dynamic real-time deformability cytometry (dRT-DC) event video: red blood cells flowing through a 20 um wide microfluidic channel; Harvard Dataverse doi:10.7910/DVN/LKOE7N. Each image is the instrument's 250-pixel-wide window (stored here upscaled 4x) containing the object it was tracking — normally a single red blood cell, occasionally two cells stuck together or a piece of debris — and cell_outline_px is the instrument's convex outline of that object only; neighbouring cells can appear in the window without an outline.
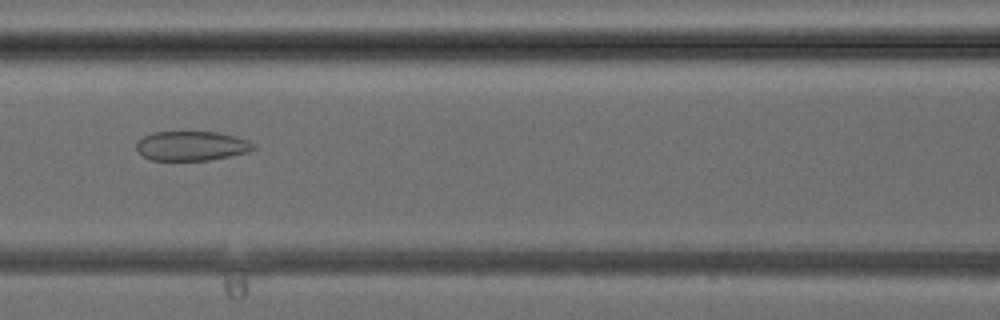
{"species": "common noctule bat (a hibernating species)", "species_latin": "Nyctalus noctula", "temperature_condition": "cold", "stored_images_in_passage": 42, "camera_frame_rate_fps": 3000, "um_per_image_px": 0.085, "animal": {"sex": "female", "body_mass_g": 24.6, "forearm_length_mm": 56.2}, "frame": {"image": 1, "passage_image": 19, "time_ms": 6.0, "image_size_px": [1000, 320], "cell_outline_px": [[256, 148], [248, 152], [208, 160], [152, 160], [144, 156], [136, 148], [136, 144], [144, 136], [152, 132], [216, 132], [236, 136], [248, 140], [256, 144]], "centroid_in_image_um": [16.32, 12.39], "position_along_channel_um": 150.3, "area_um2": 20.0}}
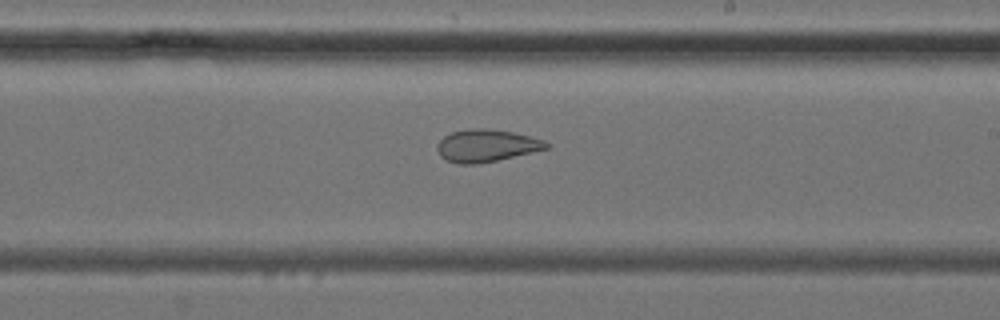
{"frame": {"image": 2, "passage_image": 25, "time_ms": 8.0, "image_size_px": [1000, 320], "cell_outline_px": [[552, 144], [548, 148], [532, 152], [496, 160], [476, 164], [456, 164], [440, 156], [436, 148], [436, 144], [444, 136], [452, 132], [468, 128], [488, 128], [512, 132], [544, 140]], "centroid_in_image_um": [41.32, 12.37], "position_along_channel_um": 247.7, "area_um2": 20.58}}
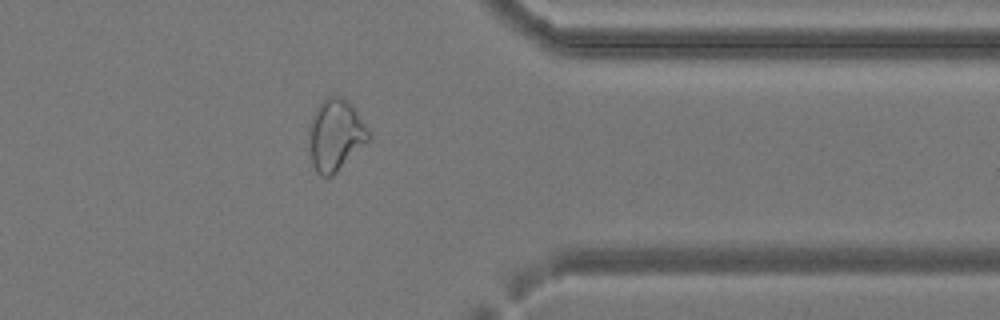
{"frame": {"image": 3, "passage_image": 34, "time_ms": 11.0, "image_size_px": [1000, 320], "cell_outline_px": [[372, 140], [332, 176], [320, 176], [316, 172], [312, 164], [308, 132], [308, 124], [320, 100], [328, 96], [340, 96], [356, 112], [368, 128], [372, 136]], "centroid_in_image_um": [28.52, 11.5], "position_along_channel_um": 382.9, "area_um2": 25.14}}